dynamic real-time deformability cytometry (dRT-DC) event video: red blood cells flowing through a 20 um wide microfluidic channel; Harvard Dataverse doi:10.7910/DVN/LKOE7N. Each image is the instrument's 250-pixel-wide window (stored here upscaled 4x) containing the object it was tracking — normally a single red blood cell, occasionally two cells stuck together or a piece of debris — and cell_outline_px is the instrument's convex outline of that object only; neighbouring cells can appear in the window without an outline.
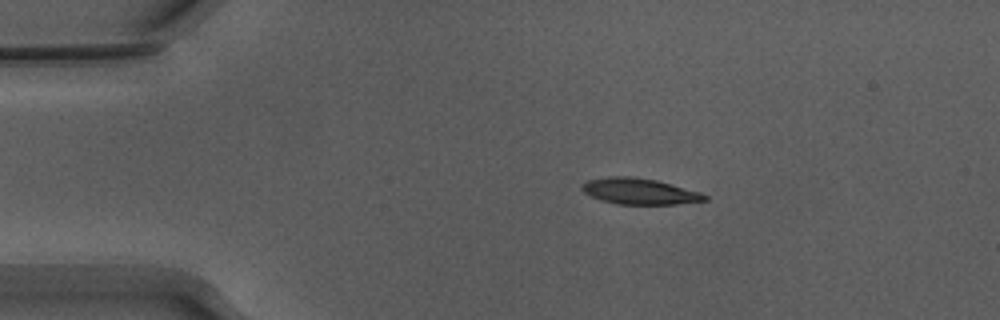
{"species": "Egyptian fruit bat (a non-hibernating species)", "species_latin": "Rousettus aegyptiacus", "temperature_condition": "warm", "stored_images_in_passage": 44, "camera_frame_rate_fps": 3000, "um_per_image_px": 0.085, "animal": {"sex": "male"}, "frame": {"image": 1, "passage_image": 1, "time_ms": 0.0, "image_size_px": [1000, 320], "cell_outline_px": [[708, 200], [676, 204], [616, 204], [600, 200], [584, 192], [580, 188], [580, 184], [588, 180], [608, 176], [632, 176], [656, 180], [700, 192], [708, 196]], "centroid_in_image_um": [54.32, 16.26], "position_along_channel_um": 30.7, "area_um2": 18.67}}
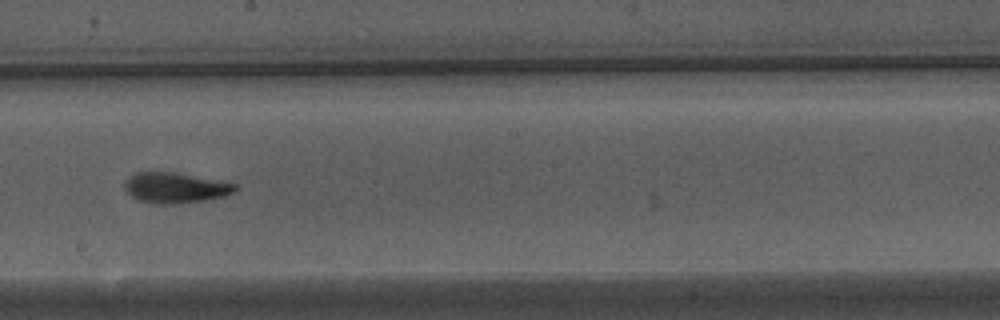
{"frame": {"image": 2, "passage_image": 21, "time_ms": 6.667, "image_size_px": [1000, 320], "cell_outline_px": [[240, 188], [236, 192], [224, 196], [204, 200], [180, 204], [156, 204], [136, 200], [124, 188], [124, 184], [136, 172], [172, 172], [240, 184]], "centroid_in_image_um": [14.97, 15.98], "position_along_channel_um": 233.2, "area_um2": 19.71}}
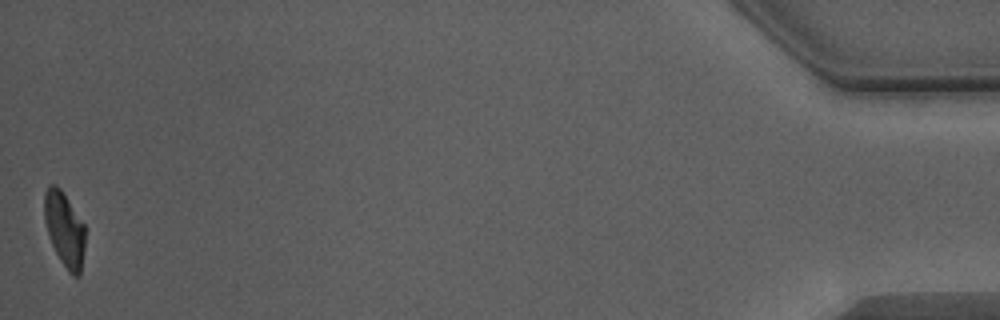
{"frame": {"image": 3, "passage_image": 44, "time_ms": 14.333, "image_size_px": [1000, 320], "cell_outline_px": [[84, 248], [80, 276], [72, 276], [68, 272], [60, 260], [52, 244], [44, 220], [44, 192], [52, 184], [56, 184], [60, 188], [84, 224]], "centroid_in_image_um": [5.48, 19.5], "position_along_channel_um": 429.7, "area_um2": 17.51}, "authors_computed_cell_mechanics": {"area_um2": 19.2185, "velocity_mm_per_s": 3.8635, "shape_relaxation_time_tau1_ms": 4.5919, "shape_relaxation_time_tau2_ms": 1.7466, "deformation_change_tau1": 0.1957, "deformation_change_tau2": 0.0842}}